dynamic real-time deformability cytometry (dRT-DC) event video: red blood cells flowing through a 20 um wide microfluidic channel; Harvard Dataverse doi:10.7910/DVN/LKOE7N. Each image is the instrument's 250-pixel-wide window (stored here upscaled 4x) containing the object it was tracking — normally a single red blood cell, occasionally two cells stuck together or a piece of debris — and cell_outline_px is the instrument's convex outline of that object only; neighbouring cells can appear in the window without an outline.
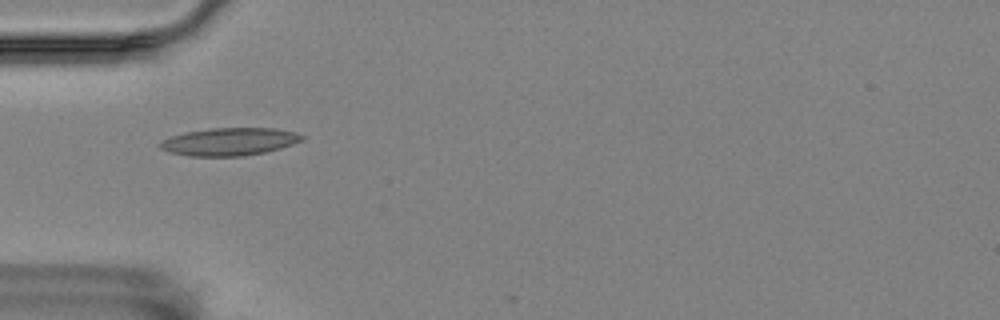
{"species": "Egyptian fruit bat (a non-hibernating species)", "species_latin": "Rousettus aegyptiacus", "temperature_condition": "room temperature", "stored_images_in_passage": 7, "camera_frame_rate_fps": 3000, "um_per_image_px": 0.085, "animal": {"sex": "female"}, "frame": {"image": 1, "passage_image": 6, "time_ms": 1.667, "image_size_px": [1000, 320], "cell_outline_px": [[304, 140], [280, 148], [264, 152], [244, 156], [192, 156], [172, 152], [160, 148], [156, 144], [172, 136], [184, 132], [212, 128], [276, 128], [296, 132], [304, 136]], "centroid_in_image_um": [19.53, 12.03], "position_along_channel_um": 65.5, "area_um2": 22.83}}